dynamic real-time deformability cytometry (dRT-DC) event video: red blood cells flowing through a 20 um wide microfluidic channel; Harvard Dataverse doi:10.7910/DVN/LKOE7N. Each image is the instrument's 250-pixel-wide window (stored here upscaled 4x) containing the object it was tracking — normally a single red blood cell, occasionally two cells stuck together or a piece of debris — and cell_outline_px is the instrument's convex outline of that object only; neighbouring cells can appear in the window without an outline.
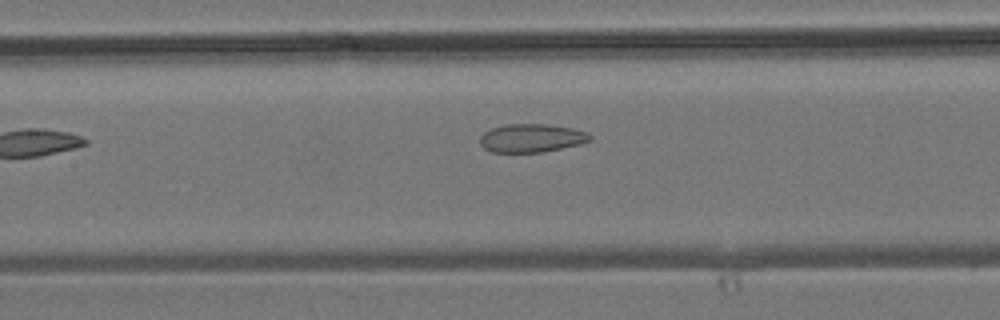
{"species": "common noctule bat (a hibernating species)", "species_latin": "Nyctalus noctula", "temperature_condition": "room temperature", "stored_images_in_passage": 7, "camera_frame_rate_fps": 3000, "um_per_image_px": 0.085, "animal": {"sex": "male", "body_mass_g": 19.2, "forearm_length_mm": 51.8}, "frame": {"image": 1, "passage_image": 7, "time_ms": 6.667, "image_size_px": [1000, 320], "cell_outline_px": [[592, 140], [580, 144], [540, 152], [492, 152], [484, 148], [480, 144], [480, 136], [484, 132], [492, 128], [504, 124], [544, 124], [572, 128], [588, 132], [592, 136]], "centroid_in_image_um": [45.17, 11.73], "position_along_channel_um": 162.2, "area_um2": 18.15}}